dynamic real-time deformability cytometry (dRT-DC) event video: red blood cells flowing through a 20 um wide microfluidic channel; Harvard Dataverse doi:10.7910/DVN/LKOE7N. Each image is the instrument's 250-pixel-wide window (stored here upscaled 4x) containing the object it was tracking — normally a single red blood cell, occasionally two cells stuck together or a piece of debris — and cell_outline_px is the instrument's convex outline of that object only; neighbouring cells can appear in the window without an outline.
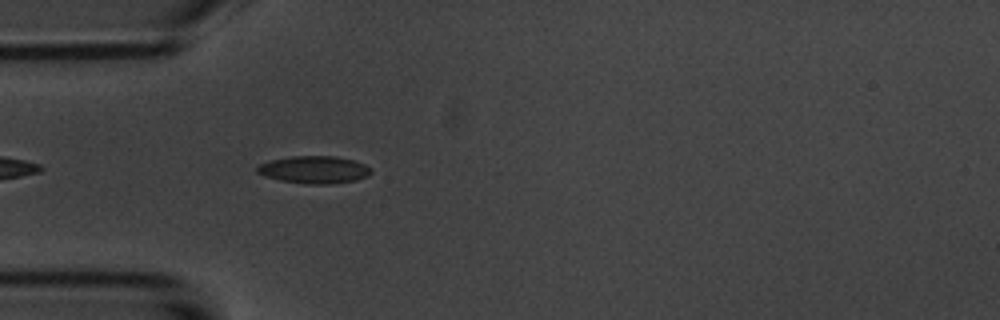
{"species": "common noctule bat (a hibernating species)", "species_latin": "Nyctalus noctula", "temperature_condition": "room temperature", "stored_images_in_passage": 2, "camera_frame_rate_fps": 3000, "um_per_image_px": 0.085, "animal": {"sex": "male", "body_mass_g": 20.1, "forearm_length_mm": 53.5}, "frame": {"image": 1, "passage_image": 2, "time_ms": 1.0, "image_size_px": [1000, 320], "cell_outline_px": [[372, 172], [368, 176], [356, 180], [332, 184], [308, 184], [280, 180], [264, 176], [256, 172], [256, 168], [260, 164], [268, 160], [292, 156], [336, 156], [352, 160], [364, 164], [372, 168]], "centroid_in_image_um": [26.7, 14.42], "position_along_channel_um": 58.3, "area_um2": 18.32}}